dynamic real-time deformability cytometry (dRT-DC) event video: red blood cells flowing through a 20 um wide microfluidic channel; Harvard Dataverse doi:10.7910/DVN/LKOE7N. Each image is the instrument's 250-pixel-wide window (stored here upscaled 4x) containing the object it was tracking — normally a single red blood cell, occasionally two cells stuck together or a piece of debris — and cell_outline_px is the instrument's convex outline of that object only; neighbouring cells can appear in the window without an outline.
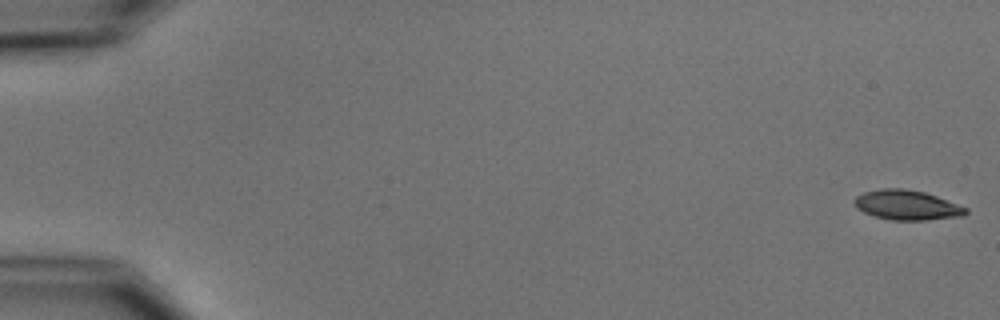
{"species": "common noctule bat (a hibernating species)", "species_latin": "Nyctalus noctula", "temperature_condition": "cold", "stored_images_in_passage": 6, "camera_frame_rate_fps": 3000, "um_per_image_px": 0.085, "animal": {"sex": "male", "body_mass_g": 15.6}, "frame": {"image": 1, "passage_image": 1, "time_ms": 0.0, "image_size_px": [1000, 320], "cell_outline_px": [[968, 212], [964, 216], [924, 220], [892, 220], [876, 216], [864, 212], [856, 208], [852, 200], [856, 196], [864, 192], [880, 188], [904, 188], [924, 192], [936, 196], [968, 208]], "centroid_in_image_um": [77.07, 17.42], "position_along_channel_um": 7.9, "area_um2": 19.36}}
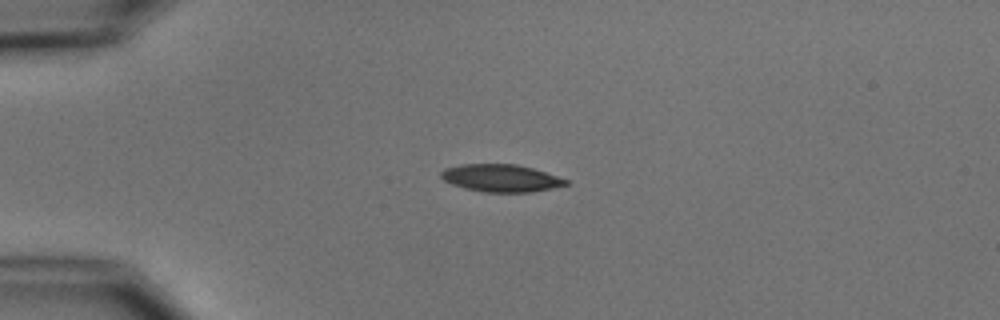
{"frame": {"image": 2, "passage_image": 4, "time_ms": 4.333, "image_size_px": [1000, 320], "cell_outline_px": [[568, 184], [552, 188], [532, 192], [484, 192], [464, 188], [452, 184], [444, 180], [440, 176], [440, 172], [444, 168], [460, 164], [516, 164], [532, 168], [568, 180]], "centroid_in_image_um": [42.54, 15.13], "position_along_channel_um": 42.5, "area_um2": 19.88}}